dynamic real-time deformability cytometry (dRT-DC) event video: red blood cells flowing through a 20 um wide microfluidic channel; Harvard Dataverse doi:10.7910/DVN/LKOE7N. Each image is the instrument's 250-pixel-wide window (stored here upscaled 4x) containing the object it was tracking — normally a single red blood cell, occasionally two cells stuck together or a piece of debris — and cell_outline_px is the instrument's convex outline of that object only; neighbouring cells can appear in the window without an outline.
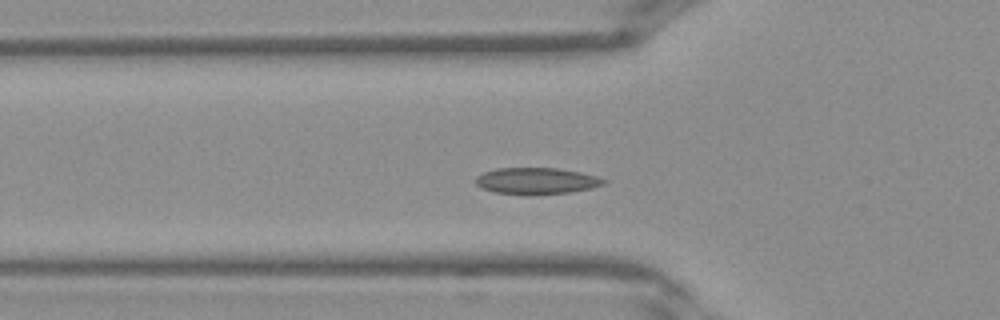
{"species": "Egyptian fruit bat (a non-hibernating species)", "species_latin": "Rousettus aegyptiacus", "temperature_condition": "warm", "stored_images_in_passage": 38, "camera_frame_rate_fps": 3000, "um_per_image_px": 0.085, "frame": {"image": 1, "passage_image": 10, "time_ms": 3.0, "image_size_px": [1000, 320], "cell_outline_px": [[608, 180], [604, 184], [592, 188], [572, 192], [532, 196], [528, 196], [496, 192], [484, 188], [476, 184], [476, 176], [484, 172], [496, 168], [556, 168], [580, 172], [596, 176]], "centroid_in_image_um": [45.63, 15.39], "position_along_channel_um": 80.2, "area_um2": 20.0}}
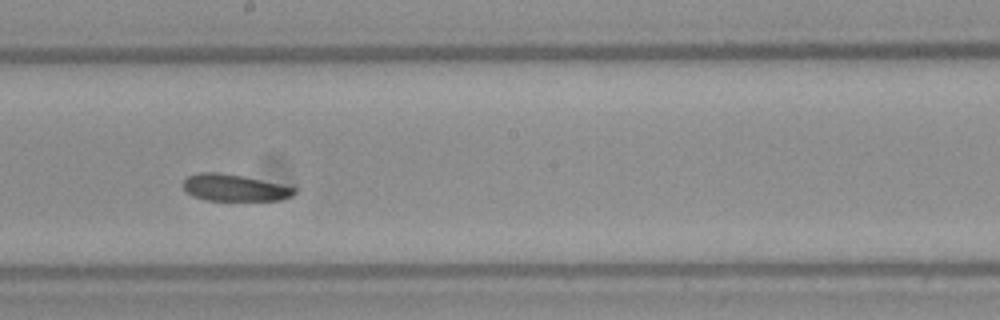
{"frame": {"image": 2, "passage_image": 19, "time_ms": 6.0, "image_size_px": [1000, 320], "cell_outline_px": [[296, 192], [292, 196], [280, 200], [204, 200], [192, 196], [184, 192], [184, 180], [188, 176], [200, 172], [216, 172], [244, 176], [280, 184], [296, 188]], "centroid_in_image_um": [19.9, 15.96], "position_along_channel_um": 228.3, "area_um2": 17.34}}
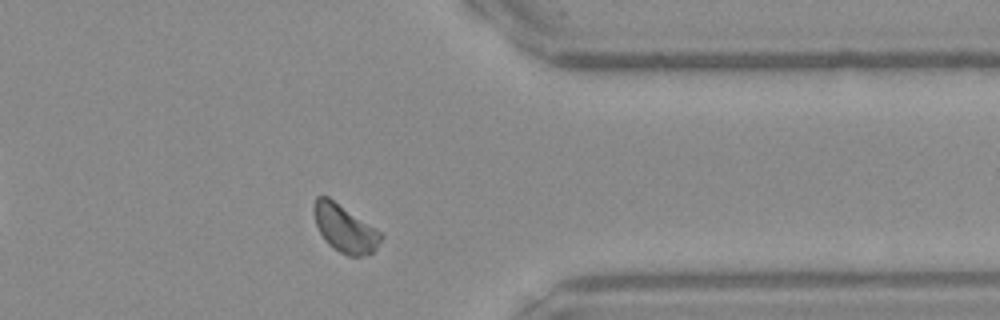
{"frame": {"image": 3, "passage_image": 29, "time_ms": 9.333, "image_size_px": [1000, 320], "cell_outline_px": [[384, 236], [376, 248], [372, 252], [360, 256], [348, 256], [332, 248], [324, 240], [316, 224], [312, 212], [312, 204], [316, 196], [328, 196], [376, 228]], "centroid_in_image_um": [29.27, 19.4], "position_along_channel_um": 382.1, "area_um2": 18.67}}